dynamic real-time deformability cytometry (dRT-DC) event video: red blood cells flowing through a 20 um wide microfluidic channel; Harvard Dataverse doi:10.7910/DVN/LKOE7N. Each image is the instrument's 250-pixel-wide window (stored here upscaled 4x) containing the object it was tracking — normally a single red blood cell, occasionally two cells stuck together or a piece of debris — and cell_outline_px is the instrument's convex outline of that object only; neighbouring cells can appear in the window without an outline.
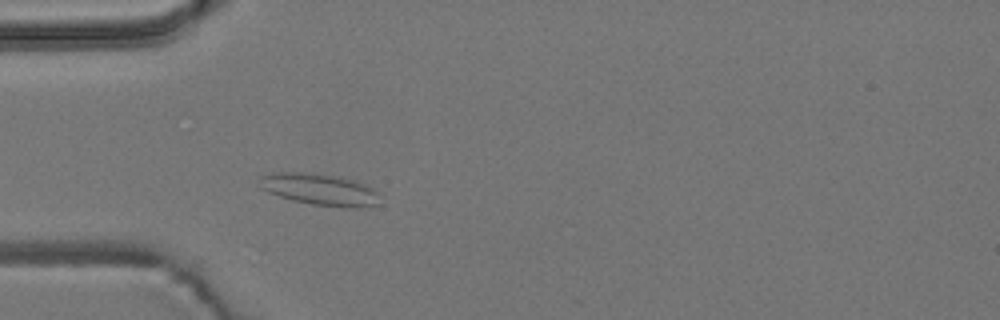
{"species": "common noctule bat (a hibernating species)", "species_latin": "Nyctalus noctula", "temperature_condition": "room temperature", "stored_images_in_passage": 3, "camera_frame_rate_fps": 3000, "um_per_image_px": 0.085, "animal": {"sex": "male", "body_mass_g": 19.2, "forearm_length_mm": 51.8}, "frame": {"image": 1, "passage_image": 3, "time_ms": 3.333, "image_size_px": [1000, 320], "cell_outline_px": [[380, 204], [364, 208], [344, 208], [312, 204], [292, 200], [268, 192], [260, 188], [260, 176], [272, 172], [312, 172], [336, 176], [352, 180], [372, 188], [376, 192]], "centroid_in_image_um": [27.16, 16.11], "position_along_channel_um": 57.8, "area_um2": 22.31}}